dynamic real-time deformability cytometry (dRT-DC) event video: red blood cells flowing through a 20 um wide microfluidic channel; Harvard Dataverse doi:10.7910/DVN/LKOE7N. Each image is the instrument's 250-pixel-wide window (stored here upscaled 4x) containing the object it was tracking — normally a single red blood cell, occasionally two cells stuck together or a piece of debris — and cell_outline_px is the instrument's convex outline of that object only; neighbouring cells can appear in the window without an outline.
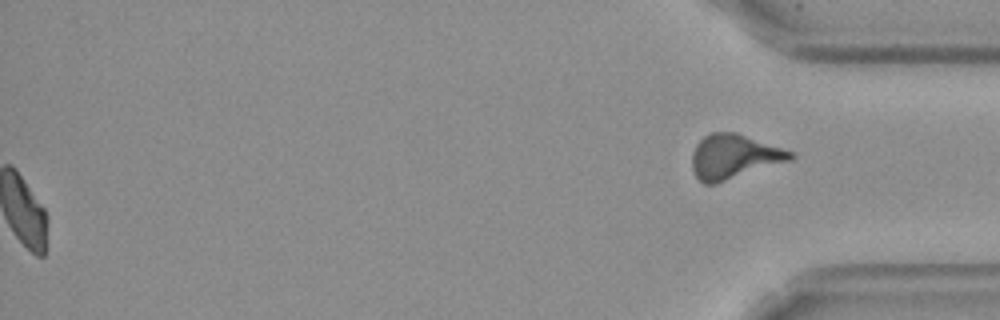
{"species": "Egyptian fruit bat (a non-hibernating species)", "species_latin": "Rousettus aegyptiacus", "temperature_condition": "cold", "stored_images_in_passage": 59, "segment_of_instrument_passage": [2, 2], "camera_frame_rate_fps": 3000, "um_per_image_px": 0.085, "frame": {"image": 1, "passage_image": 59, "time_ms": 19.333, "image_size_px": [1000, 320], "cell_outline_px": [[796, 156], [792, 160], [716, 184], [704, 184], [696, 176], [692, 168], [692, 152], [696, 144], [704, 136], [712, 132], [736, 132], [796, 152]], "centroid_in_image_um": [62.42, 13.31], "position_along_channel_um": 372.8, "area_um2": 25.78}}